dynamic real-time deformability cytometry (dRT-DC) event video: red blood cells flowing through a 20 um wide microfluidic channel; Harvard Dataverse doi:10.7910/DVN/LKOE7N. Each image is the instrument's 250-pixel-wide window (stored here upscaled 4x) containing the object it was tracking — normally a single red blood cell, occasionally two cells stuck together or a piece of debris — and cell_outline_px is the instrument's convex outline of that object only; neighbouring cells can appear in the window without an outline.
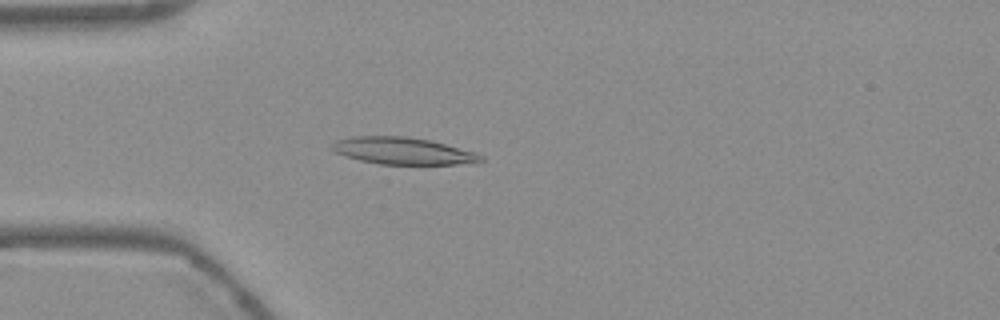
{"species": "Egyptian fruit bat (a non-hibernating species)", "species_latin": "Rousettus aegyptiacus", "temperature_condition": "warm", "stored_images_in_passage": 51, "camera_frame_rate_fps": 3000, "um_per_image_px": 0.085, "frame": {"image": 1, "passage_image": 12, "time_ms": 3.667, "image_size_px": [1000, 320], "cell_outline_px": [[484, 160], [480, 164], [380, 164], [360, 160], [344, 156], [336, 152], [332, 148], [332, 144], [336, 140], [352, 136], [404, 136], [432, 140], [476, 152], [484, 156]], "centroid_in_image_um": [34.33, 12.83], "position_along_channel_um": 50.7, "area_um2": 23.7}}
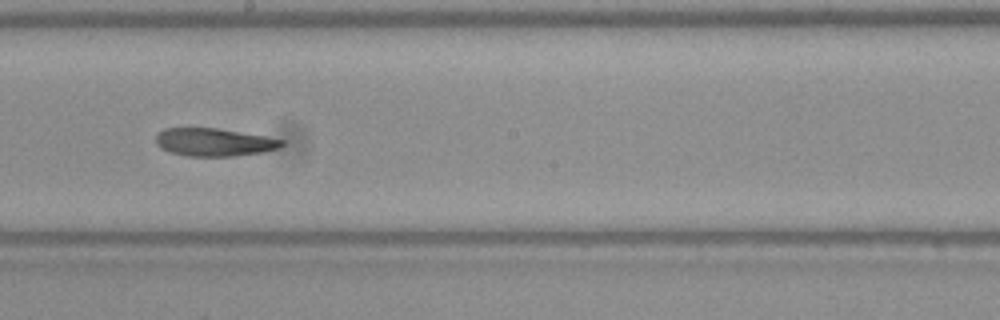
{"frame": {"image": 2, "passage_image": 27, "time_ms": 8.667, "image_size_px": [1000, 320], "cell_outline_px": [[288, 140], [280, 148], [264, 152], [232, 156], [188, 156], [168, 152], [160, 148], [156, 144], [156, 132], [164, 128], [216, 128]], "centroid_in_image_um": [18.19, 12.09], "position_along_channel_um": 230.0, "area_um2": 20.69}}
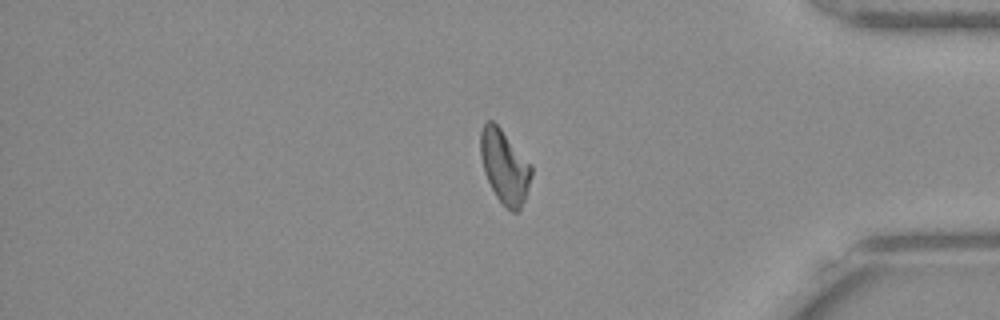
{"frame": {"image": 3, "passage_image": 42, "time_ms": 13.667, "image_size_px": [1000, 320], "cell_outline_px": [[532, 172], [524, 200], [520, 208], [516, 212], [512, 212], [496, 196], [484, 172], [480, 156], [480, 132], [484, 124], [488, 120], [492, 120], [500, 128], [532, 164]], "centroid_in_image_um": [42.88, 14.13], "position_along_channel_um": 392.3, "area_um2": 21.5}, "authors_computed_cell_mechanics": {"area_um2": 21.6172, "velocity_mm_per_s": 3.7734, "shape_relaxation_time_tau1_ms": null, "shape_relaxation_time_tau2_ms": 6.8477, "deformation_change_tau1": null, "deformation_change_tau2": 0.187}}